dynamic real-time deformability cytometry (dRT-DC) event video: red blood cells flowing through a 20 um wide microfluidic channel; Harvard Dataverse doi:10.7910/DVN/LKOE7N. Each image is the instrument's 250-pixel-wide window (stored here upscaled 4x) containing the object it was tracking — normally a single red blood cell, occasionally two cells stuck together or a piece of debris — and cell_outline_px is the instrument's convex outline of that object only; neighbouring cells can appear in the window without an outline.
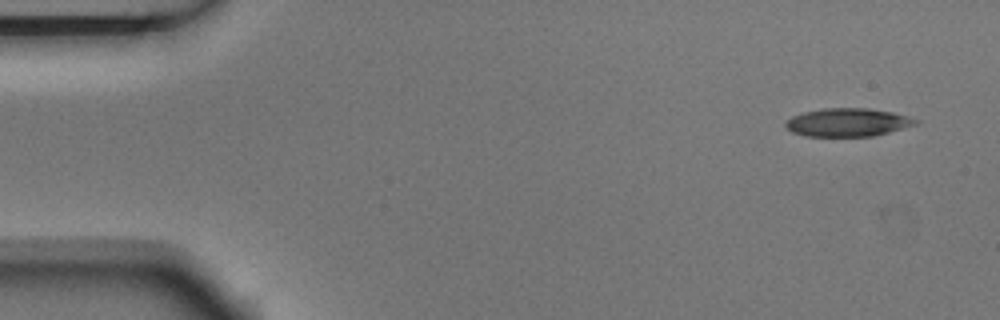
{"species": "Egyptian fruit bat (a non-hibernating species)", "species_latin": "Rousettus aegyptiacus", "temperature_condition": "room temperature", "stored_images_in_passage": 9, "camera_frame_rate_fps": 3000, "um_per_image_px": 0.085, "animal": {"sex": "male"}, "frame": {"image": 1, "passage_image": 1, "time_ms": 0.0, "image_size_px": [1000, 320], "cell_outline_px": [[920, 120], [916, 124], [888, 132], [872, 136], [808, 136], [792, 132], [784, 124], [792, 116], [804, 112], [820, 108], [868, 108], [892, 112], [908, 116]], "centroid_in_image_um": [72.05, 10.39], "position_along_channel_um": 12.9, "area_um2": 21.21}}
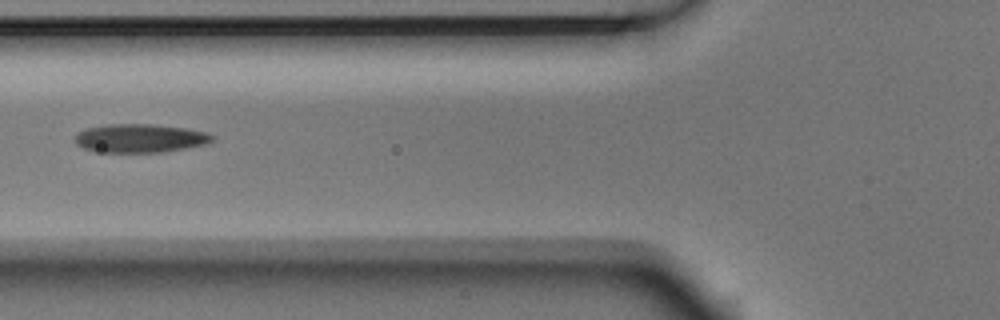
{"frame": {"image": 2, "passage_image": 6, "time_ms": 1.667, "image_size_px": [1000, 320], "cell_outline_px": [[216, 136], [212, 140], [204, 144], [184, 148], [160, 152], [104, 152], [84, 148], [76, 144], [76, 136], [84, 128], [104, 124], [152, 124], [188, 128], [208, 132]], "centroid_in_image_um": [11.92, 11.73], "position_along_channel_um": 113.9, "area_um2": 22.77}}
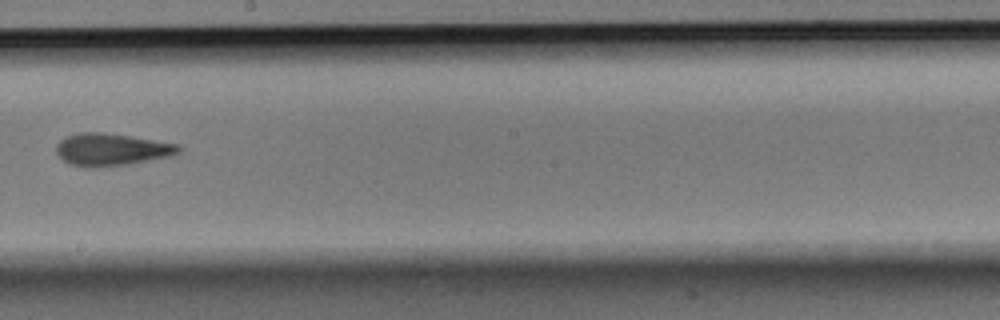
{"frame": {"image": 3, "passage_image": 9, "time_ms": 2.667, "image_size_px": [1000, 320], "cell_outline_px": [[184, 148], [180, 152], [172, 156], [128, 164], [88, 168], [72, 164], [64, 160], [56, 152], [56, 144], [60, 140], [68, 136], [80, 132], [100, 132], [128, 136], [180, 144]], "centroid_in_image_um": [9.52, 12.71], "position_along_channel_um": 238.7, "area_um2": 22.95}}